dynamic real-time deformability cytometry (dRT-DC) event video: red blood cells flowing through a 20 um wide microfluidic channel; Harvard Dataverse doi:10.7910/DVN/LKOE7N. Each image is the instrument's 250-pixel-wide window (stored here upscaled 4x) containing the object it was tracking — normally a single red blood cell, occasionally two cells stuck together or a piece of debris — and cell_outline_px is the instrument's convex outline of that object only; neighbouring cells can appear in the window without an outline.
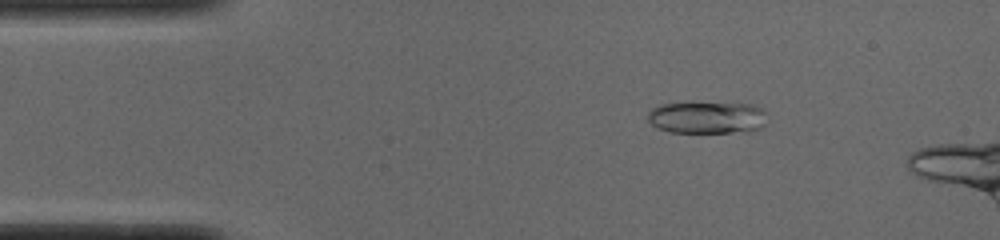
{"species": "common noctule bat (a hibernating species)", "species_latin": "Nyctalus noctula", "temperature_condition": "cold", "stored_images_in_passage": 47, "camera_frame_rate_fps": 3000, "um_per_image_px": 0.085, "animal": {"sex": "male", "body_mass_g": 19.0, "forearm_length_mm": 50.8}, "frame": {"image": 1, "passage_image": 7, "time_ms": 2.0, "image_size_px": [1000, 240], "cell_outline_px": [[768, 112], [764, 124], [760, 128], [752, 132], [668, 132], [656, 128], [648, 120], [648, 112], [652, 108], [660, 104], [752, 104], [764, 108]], "centroid_in_image_um": [60.15, 10.01], "position_along_channel_um": 24.8, "area_um2": 22.31}}
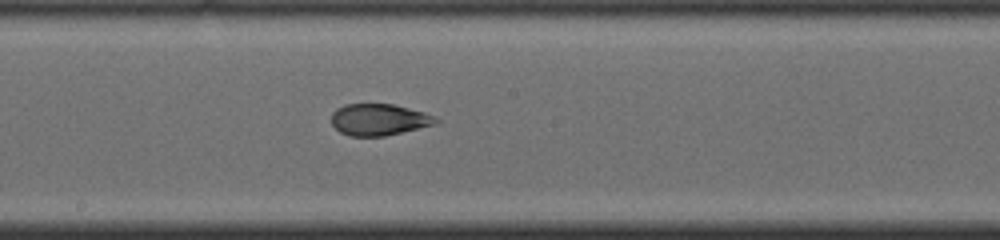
{"frame": {"image": 2, "passage_image": 26, "time_ms": 8.333, "image_size_px": [1000, 240], "cell_outline_px": [[440, 120], [436, 124], [384, 136], [348, 136], [340, 132], [332, 124], [332, 112], [336, 108], [344, 104], [392, 104], [424, 112]], "centroid_in_image_um": [32.18, 10.16], "position_along_channel_um": 216.0, "area_um2": 19.13}}
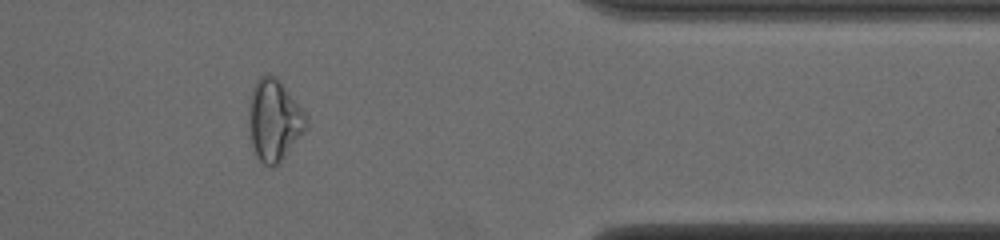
{"frame": {"image": 3, "passage_image": 41, "time_ms": 13.333, "image_size_px": [1000, 240], "cell_outline_px": [[308, 124], [280, 164], [272, 168], [264, 164], [256, 156], [248, 136], [248, 120], [252, 88], [260, 76], [268, 72], [276, 76], [280, 80], [308, 116]], "centroid_in_image_um": [23.28, 10.22], "position_along_channel_um": 388.1, "area_um2": 27.63}}